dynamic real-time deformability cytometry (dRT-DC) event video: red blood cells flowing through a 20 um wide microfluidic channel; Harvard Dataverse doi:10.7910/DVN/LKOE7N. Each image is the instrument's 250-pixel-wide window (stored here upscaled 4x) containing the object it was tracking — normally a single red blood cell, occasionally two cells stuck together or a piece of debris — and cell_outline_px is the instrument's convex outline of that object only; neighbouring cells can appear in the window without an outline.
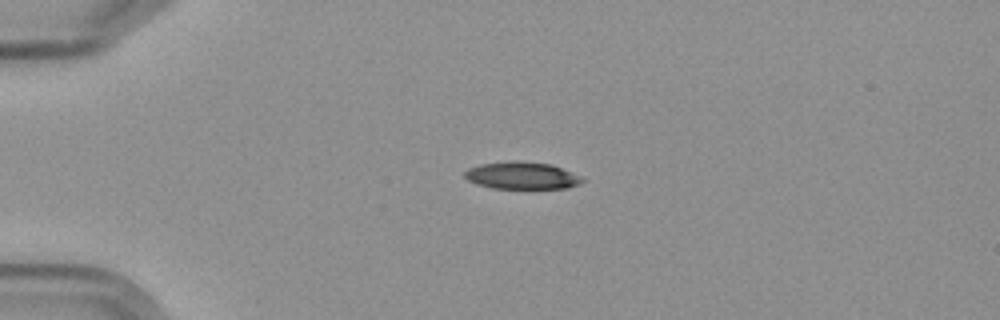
{"species": "Egyptian fruit bat (a non-hibernating species)", "species_latin": "Rousettus aegyptiacus", "temperature_condition": "cold", "stored_images_in_passage": 5, "camera_frame_rate_fps": 3000, "um_per_image_px": 0.085, "frame": {"image": 1, "passage_image": 5, "time_ms": 5.333, "image_size_px": [1000, 320], "cell_outline_px": [[584, 180], [580, 184], [568, 188], [492, 188], [476, 184], [468, 180], [464, 176], [464, 172], [468, 168], [480, 164], [552, 164], [580, 176]], "centroid_in_image_um": [44.37, 14.98], "position_along_channel_um": 40.6, "area_um2": 17.63}}